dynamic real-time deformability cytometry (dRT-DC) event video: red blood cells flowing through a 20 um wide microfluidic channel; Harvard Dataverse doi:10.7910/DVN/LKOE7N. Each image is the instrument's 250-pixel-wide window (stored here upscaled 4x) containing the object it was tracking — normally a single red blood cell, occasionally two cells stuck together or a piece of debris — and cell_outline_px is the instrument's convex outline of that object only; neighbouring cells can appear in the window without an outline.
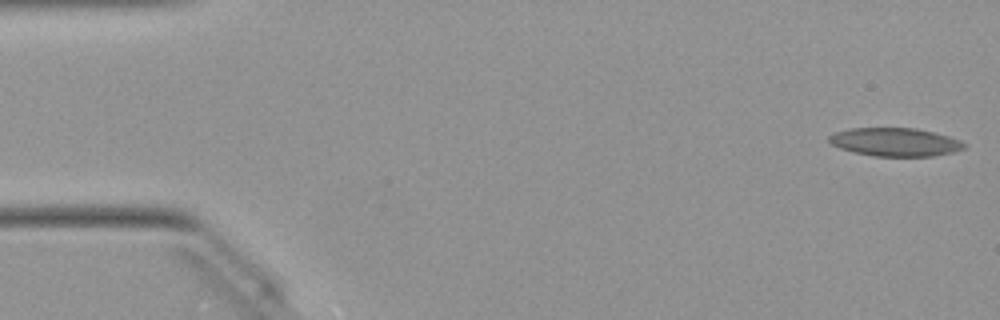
{"species": "Egyptian fruit bat (a non-hibernating species)", "species_latin": "Rousettus aegyptiacus", "temperature_condition": "warm", "stored_images_in_passage": 50, "camera_frame_rate_fps": 3000, "um_per_image_px": 0.085, "animal": {"sex": "female"}, "frame": {"image": 1, "passage_image": 1, "time_ms": 0.0, "image_size_px": [1000, 320], "cell_outline_px": [[968, 144], [964, 148], [952, 152], [932, 156], [872, 156], [852, 152], [840, 148], [832, 144], [828, 140], [828, 136], [836, 132], [852, 128], [916, 128], [948, 136], [960, 140]], "centroid_in_image_um": [76.08, 12.08], "position_along_channel_um": 8.9, "area_um2": 22.25}}
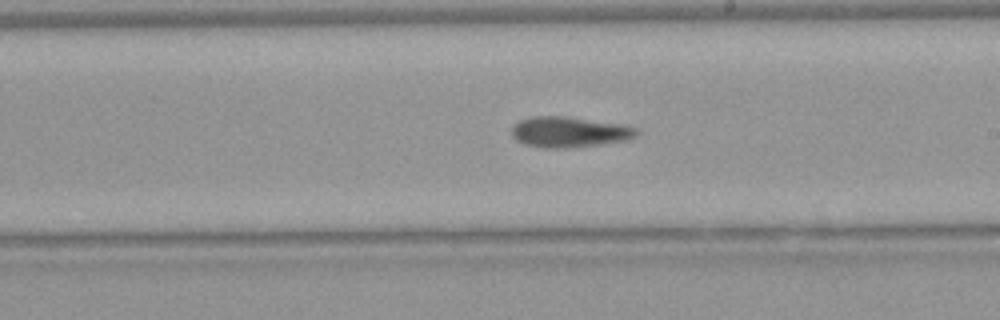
{"frame": {"image": 2, "passage_image": 28, "time_ms": 9.0, "image_size_px": [1000, 320], "cell_outline_px": [[636, 136], [624, 140], [600, 144], [564, 148], [544, 148], [524, 144], [516, 140], [512, 136], [512, 128], [520, 120], [532, 116], [568, 116], [624, 124], [636, 128]], "centroid_in_image_um": [48.36, 11.21], "position_along_channel_um": 240.6, "area_um2": 22.2}}
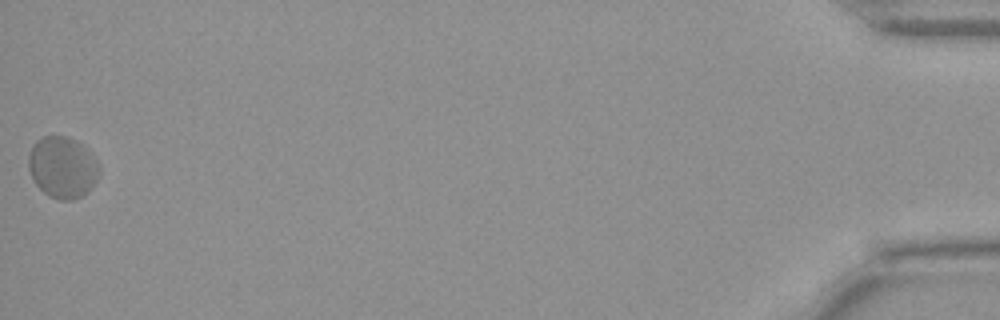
{"frame": {"image": 3, "passage_image": 50, "time_ms": 16.333, "image_size_px": [1000, 320], "cell_outline_px": [[100, 172], [96, 180], [88, 192], [72, 200], [60, 200], [48, 196], [36, 184], [28, 168], [28, 156], [32, 144], [36, 140], [44, 136], [64, 136], [80, 144], [100, 164]], "centroid_in_image_um": [5.29, 14.24], "position_along_channel_um": 429.9, "area_um2": 25.14}, "authors_computed_cell_mechanics": {"area_um2": 22.3108, "velocity_mm_per_s": 3.998, "shape_relaxation_time_tau1_ms": null, "shape_relaxation_time_tau2_ms": 4.6352, "deformation_change_tau1": null, "deformation_change_tau2": 0.1004}}